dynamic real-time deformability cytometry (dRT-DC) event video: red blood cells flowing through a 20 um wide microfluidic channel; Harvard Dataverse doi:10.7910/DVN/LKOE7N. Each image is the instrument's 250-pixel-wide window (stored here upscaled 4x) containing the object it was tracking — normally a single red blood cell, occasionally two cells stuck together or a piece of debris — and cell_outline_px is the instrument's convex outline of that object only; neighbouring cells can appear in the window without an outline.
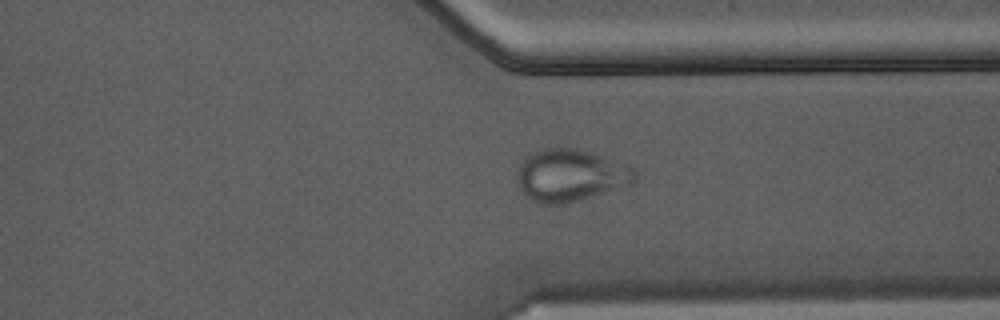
{"species": "Egyptian fruit bat (a non-hibernating species)", "species_latin": "Rousettus aegyptiacus", "temperature_condition": "warm", "stored_images_in_passage": 35, "camera_frame_rate_fps": 3000, "um_per_image_px": 0.085, "animal": {"sex": "male"}, "frame": {"image": 1, "passage_image": 25, "time_ms": 8.0, "image_size_px": [1000, 320], "cell_outline_px": [[636, 180], [632, 184], [564, 204], [544, 204], [532, 200], [524, 196], [516, 180], [516, 172], [524, 156], [532, 152], [556, 144], [576, 148], [628, 164], [636, 168]], "centroid_in_image_um": [48.45, 14.86], "position_along_channel_um": 362.9, "area_um2": 36.53}}